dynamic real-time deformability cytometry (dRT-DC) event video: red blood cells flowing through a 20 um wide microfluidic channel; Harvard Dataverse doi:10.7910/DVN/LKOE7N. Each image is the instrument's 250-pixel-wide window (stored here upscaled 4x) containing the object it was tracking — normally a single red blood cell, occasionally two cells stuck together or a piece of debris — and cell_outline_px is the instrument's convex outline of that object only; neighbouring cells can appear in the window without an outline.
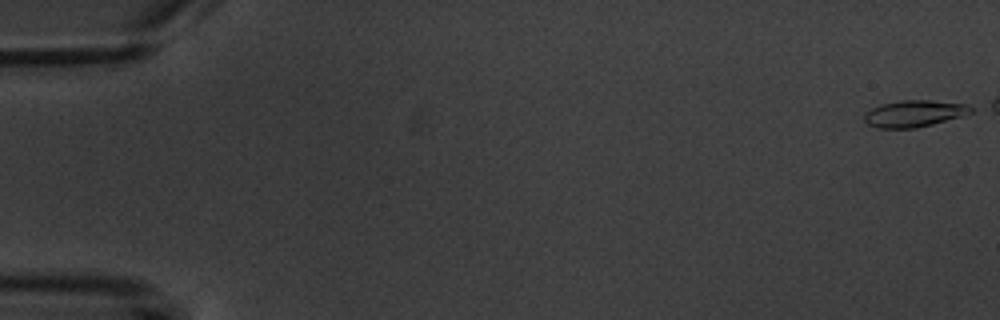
{"species": "common noctule bat (a hibernating species)", "species_latin": "Nyctalus noctula", "temperature_condition": "warm", "stored_images_in_passage": 4, "camera_frame_rate_fps": 3000, "um_per_image_px": 0.085, "animal": {"sex": "male", "body_mass_g": 20.1, "forearm_length_mm": 53.5}, "frame": {"image": 1, "passage_image": 1, "time_ms": 0.0, "image_size_px": [1000, 320], "cell_outline_px": [[976, 108], [972, 112], [964, 116], [916, 128], [876, 128], [868, 124], [864, 120], [864, 112], [880, 104], [900, 100], [932, 100], [968, 104]], "centroid_in_image_um": [77.74, 9.64], "position_along_channel_um": 7.3, "area_um2": 16.88}}